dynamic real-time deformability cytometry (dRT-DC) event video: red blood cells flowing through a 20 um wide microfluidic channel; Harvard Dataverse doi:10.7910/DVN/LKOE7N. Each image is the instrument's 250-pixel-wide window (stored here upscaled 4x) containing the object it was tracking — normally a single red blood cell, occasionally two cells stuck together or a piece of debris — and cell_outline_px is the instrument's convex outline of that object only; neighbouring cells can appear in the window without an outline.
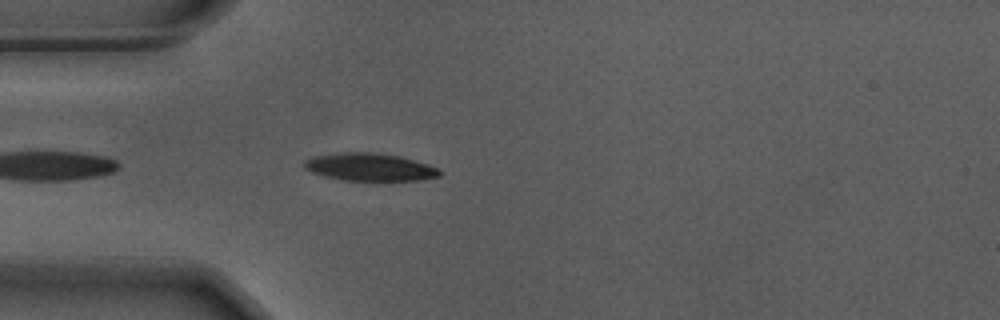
{"species": "Egyptian fruit bat (a non-hibernating species)", "species_latin": "Rousettus aegyptiacus", "temperature_condition": "warm", "stored_images_in_passage": 5, "camera_frame_rate_fps": 3000, "um_per_image_px": 0.085, "animal": {"sex": "male"}, "frame": {"image": 1, "passage_image": 3, "time_ms": 0.667, "image_size_px": [1000, 320], "cell_outline_px": [[440, 176], [420, 180], [344, 180], [324, 176], [312, 172], [304, 168], [304, 160], [316, 156], [340, 152], [372, 152], [400, 156], [428, 164], [436, 168], [440, 172]], "centroid_in_image_um": [31.41, 14.19], "position_along_channel_um": 53.6, "area_um2": 21.62}}